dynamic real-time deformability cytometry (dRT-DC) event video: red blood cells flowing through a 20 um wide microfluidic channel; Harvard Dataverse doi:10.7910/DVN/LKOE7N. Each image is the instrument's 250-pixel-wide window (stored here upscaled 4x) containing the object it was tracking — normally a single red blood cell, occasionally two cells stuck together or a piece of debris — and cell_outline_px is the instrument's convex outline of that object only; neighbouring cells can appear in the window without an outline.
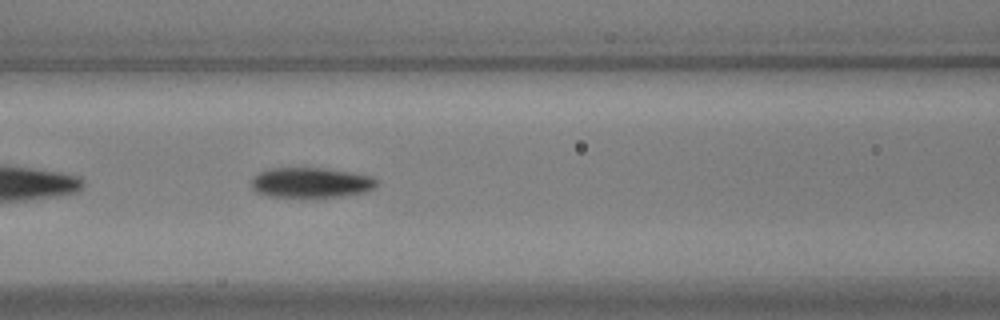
{"species": "common noctule bat (a hibernating species)", "species_latin": "Nyctalus noctula", "temperature_condition": "warm", "stored_images_in_passage": 16, "camera_frame_rate_fps": 3000, "um_per_image_px": 0.085, "animal": {"sex": "male", "body_mass_g": 17.9, "forearm_length_mm": 54.2}, "frame": {"image": 1, "passage_image": 9, "time_ms": 2.667, "image_size_px": [1000, 320], "cell_outline_px": [[376, 184], [372, 188], [364, 192], [332, 196], [268, 196], [256, 192], [252, 188], [252, 180], [260, 172], [272, 168], [324, 168], [352, 172], [372, 176], [376, 180]], "centroid_in_image_um": [26.41, 15.5], "position_along_channel_um": 140.2, "area_um2": 21.44}}
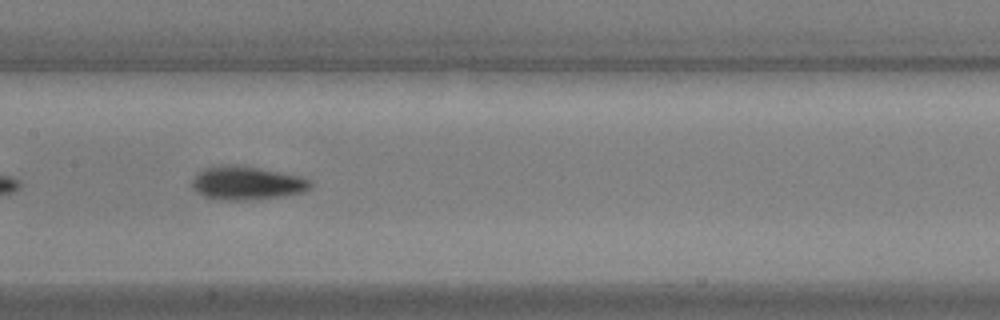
{"frame": {"image": 2, "passage_image": 13, "time_ms": 4.0, "image_size_px": [1000, 320], "cell_outline_px": [[312, 184], [304, 192], [280, 196], [248, 200], [216, 200], [204, 196], [196, 192], [192, 188], [192, 180], [204, 168], [220, 164], [228, 164], [256, 168], [280, 172], [300, 176], [312, 180]], "centroid_in_image_um": [20.95, 15.56], "position_along_channel_um": 186.5, "area_um2": 23.0}}